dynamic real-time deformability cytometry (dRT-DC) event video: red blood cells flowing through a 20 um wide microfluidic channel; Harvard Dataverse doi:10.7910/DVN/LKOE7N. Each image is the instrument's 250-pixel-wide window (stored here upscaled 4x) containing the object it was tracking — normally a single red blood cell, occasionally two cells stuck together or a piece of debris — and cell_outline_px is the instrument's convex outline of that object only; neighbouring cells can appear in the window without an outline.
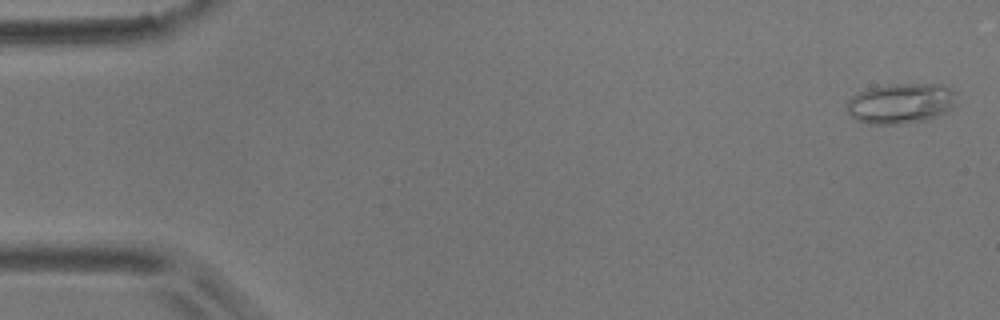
{"species": "common noctule bat (a hibernating species)", "species_latin": "Nyctalus noctula", "temperature_condition": "room temperature", "stored_images_in_passage": 57, "camera_frame_rate_fps": 3000, "um_per_image_px": 0.085, "animal": {"sex": "male", "body_mass_g": 17.9}, "frame": {"image": 1, "passage_image": 2, "time_ms": 0.333, "image_size_px": [1000, 320], "cell_outline_px": [[956, 104], [944, 112], [936, 116], [924, 120], [904, 124], [868, 124], [856, 120], [848, 112], [844, 104], [852, 96], [868, 88], [888, 84], [944, 84], [956, 92]], "centroid_in_image_um": [76.55, 8.78], "position_along_channel_um": 8.4, "area_um2": 26.01}}
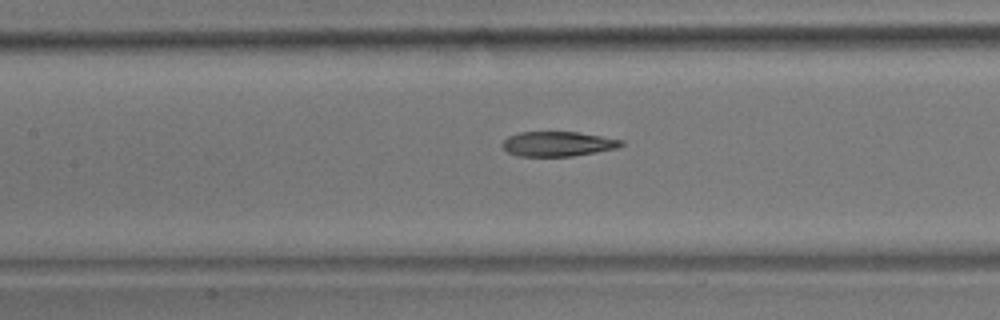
{"frame": {"image": 2, "passage_image": 26, "time_ms": 8.333, "image_size_px": [1000, 320], "cell_outline_px": [[624, 144], [620, 148], [572, 156], [516, 156], [508, 152], [500, 144], [508, 136], [520, 132], [576, 132], [624, 140]], "centroid_in_image_um": [47.42, 12.23], "position_along_channel_um": 160.0, "area_um2": 17.22}}
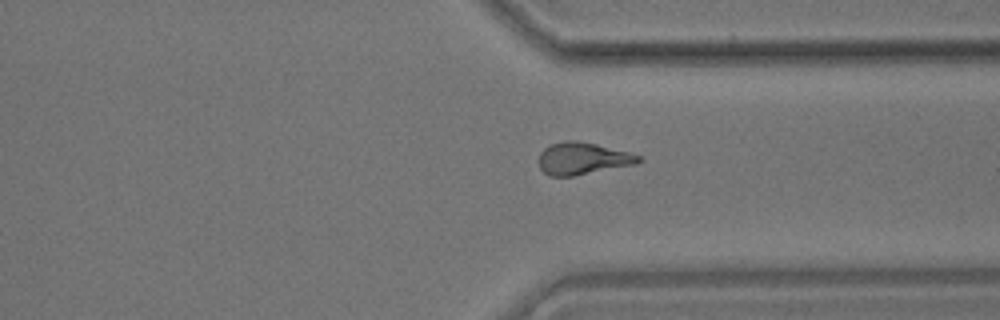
{"frame": {"image": 3, "passage_image": 43, "time_ms": 14.0, "image_size_px": [1000, 320], "cell_outline_px": [[640, 160], [636, 164], [572, 176], [548, 176], [540, 168], [540, 152], [544, 148], [552, 144], [564, 140], [576, 140], [596, 144], [628, 152], [640, 156]], "centroid_in_image_um": [49.5, 13.47], "position_along_channel_um": 361.9, "area_um2": 18.44}, "authors_computed_cell_mechanics": {"area_um2": 18.7272, "velocity_mm_per_s": 3.5646, "shape_relaxation_time_tau1_ms": null, "shape_relaxation_time_tau2_ms": 3.6859, "deformation_change_tau1": null, "deformation_change_tau2": 0.1232}}